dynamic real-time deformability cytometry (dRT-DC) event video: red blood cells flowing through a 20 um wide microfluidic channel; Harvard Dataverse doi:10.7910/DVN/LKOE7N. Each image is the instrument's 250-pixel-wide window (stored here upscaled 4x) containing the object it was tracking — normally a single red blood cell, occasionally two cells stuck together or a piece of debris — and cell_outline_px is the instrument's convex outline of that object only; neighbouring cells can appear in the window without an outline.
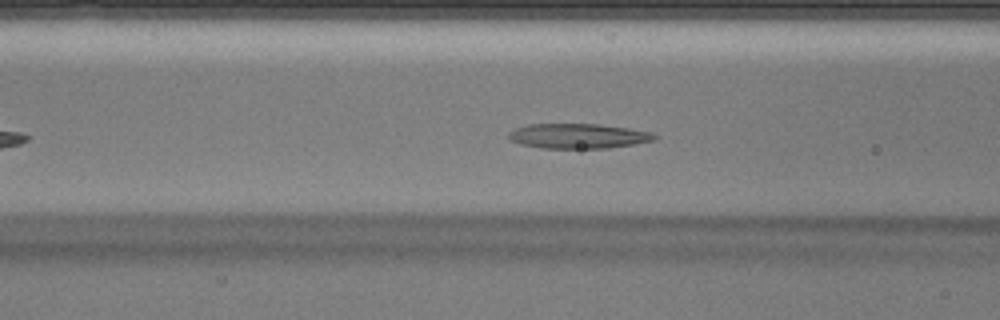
{"species": "Egyptian fruit bat (a non-hibernating species)", "species_latin": "Rousettus aegyptiacus", "temperature_condition": "warm", "stored_images_in_passage": 22, "camera_frame_rate_fps": 3000, "um_per_image_px": 0.085, "animal": {"sex": "male"}, "frame": {"image": 1, "passage_image": 4, "time_ms": 1.0, "image_size_px": [1000, 320], "cell_outline_px": [[656, 140], [608, 148], [540, 148], [520, 144], [512, 140], [508, 136], [508, 132], [516, 128], [528, 124], [600, 124], [628, 128], [652, 132], [656, 136]], "centroid_in_image_um": [49.14, 11.56], "position_along_channel_um": 117.5, "area_um2": 21.1}}
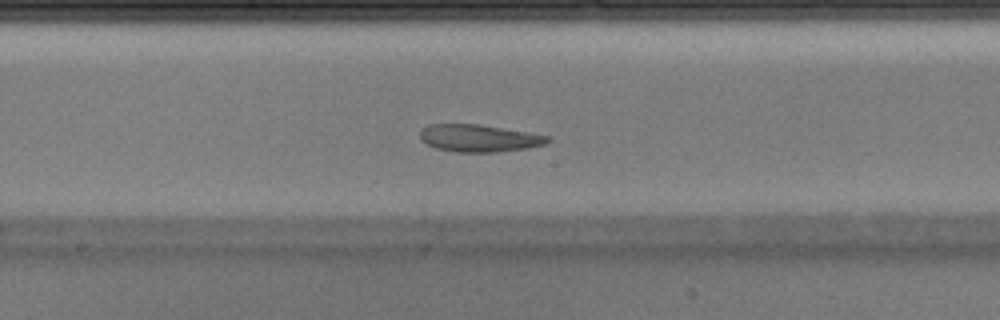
{"frame": {"image": 2, "passage_image": 10, "time_ms": 3.0, "image_size_px": [1000, 320], "cell_outline_px": [[552, 140], [544, 144], [528, 148], [496, 152], [456, 152], [436, 148], [420, 140], [420, 128], [428, 124], [480, 124], [552, 136]], "centroid_in_image_um": [40.72, 11.74], "position_along_channel_um": 207.5, "area_um2": 20.52}}